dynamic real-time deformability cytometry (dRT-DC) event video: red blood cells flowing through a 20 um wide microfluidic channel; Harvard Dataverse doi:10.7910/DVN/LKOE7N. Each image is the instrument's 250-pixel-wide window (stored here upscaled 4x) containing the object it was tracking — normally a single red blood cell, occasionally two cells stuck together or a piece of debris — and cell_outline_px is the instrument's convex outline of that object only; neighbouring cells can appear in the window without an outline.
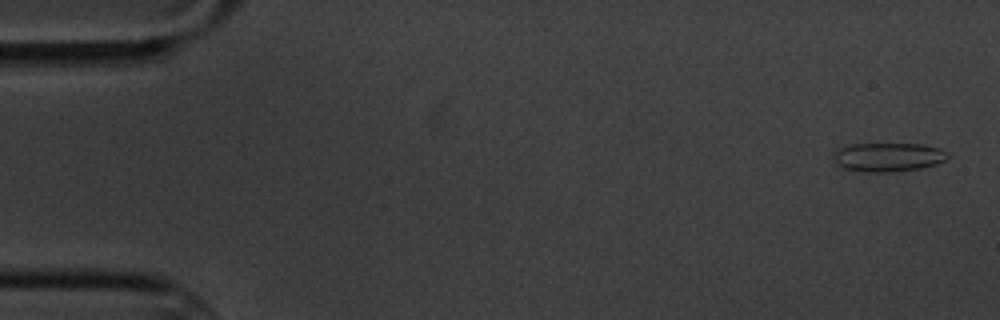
{"species": "common noctule bat (a hibernating species)", "species_latin": "Nyctalus noctula", "temperature_condition": "cold", "stored_images_in_passage": 5, "camera_frame_rate_fps": 3000, "um_per_image_px": 0.085, "animal": {"sex": "male", "body_mass_g": 20.1, "forearm_length_mm": 53.5}, "frame": {"image": 1, "passage_image": 1, "time_ms": 0.0, "image_size_px": [1000, 320], "cell_outline_px": [[948, 156], [944, 160], [936, 164], [920, 168], [892, 172], [868, 172], [844, 168], [836, 164], [828, 156], [832, 152], [844, 144], [924, 144], [940, 148], [948, 152]], "centroid_in_image_um": [75.4, 13.34], "position_along_channel_um": 9.6, "area_um2": 19.59}}
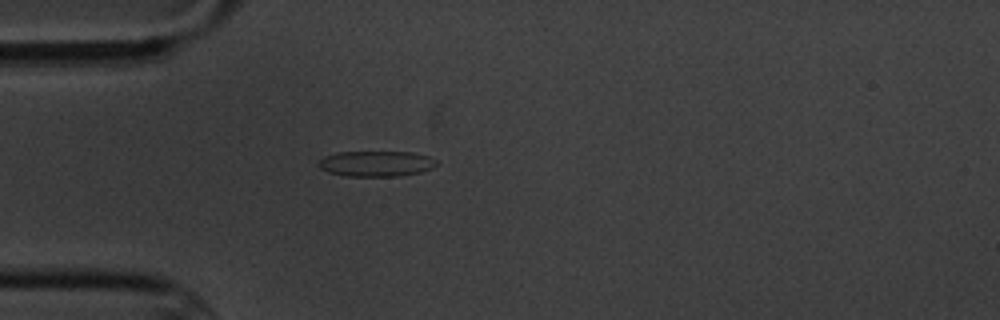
{"frame": {"image": 2, "passage_image": 5, "time_ms": 4.667, "image_size_px": [1000, 320], "cell_outline_px": [[436, 164], [432, 168], [420, 172], [396, 176], [348, 176], [328, 172], [320, 168], [316, 164], [324, 156], [336, 152], [412, 152], [428, 156], [436, 160]], "centroid_in_image_um": [31.94, 13.9], "position_along_channel_um": 53.1, "area_um2": 17.51}}